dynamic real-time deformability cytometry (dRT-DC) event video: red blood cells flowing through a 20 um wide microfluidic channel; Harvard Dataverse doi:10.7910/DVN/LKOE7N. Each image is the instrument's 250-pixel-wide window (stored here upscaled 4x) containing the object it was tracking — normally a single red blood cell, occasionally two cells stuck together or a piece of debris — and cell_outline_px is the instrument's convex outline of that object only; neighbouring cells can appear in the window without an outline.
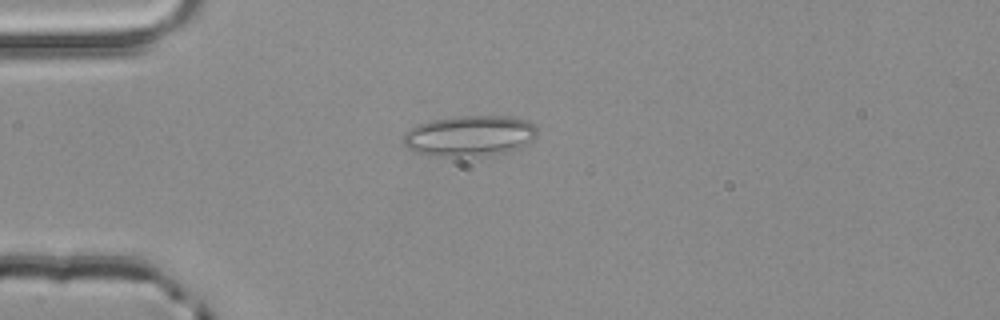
{"species": "common noctule bat (a hibernating species)", "species_latin": "Nyctalus noctula", "temperature_condition": "room temperature", "stored_images_in_passage": 1, "camera_frame_rate_fps": 3000, "um_per_image_px": 0.085, "animal": {"sex": "male", "body_mass_g": 20.4}, "frame": {"image": 1, "passage_image": 1, "time_ms": 0.0, "image_size_px": [1000, 320], "cell_outline_px": [[536, 136], [532, 140], [520, 148], [488, 156], [428, 156], [416, 152], [408, 148], [404, 144], [404, 132], [416, 124], [432, 120], [452, 116], [508, 116], [524, 120], [532, 124], [536, 128]], "centroid_in_image_um": [39.88, 11.55], "position_along_channel_um": 45.1, "area_um2": 31.96}}